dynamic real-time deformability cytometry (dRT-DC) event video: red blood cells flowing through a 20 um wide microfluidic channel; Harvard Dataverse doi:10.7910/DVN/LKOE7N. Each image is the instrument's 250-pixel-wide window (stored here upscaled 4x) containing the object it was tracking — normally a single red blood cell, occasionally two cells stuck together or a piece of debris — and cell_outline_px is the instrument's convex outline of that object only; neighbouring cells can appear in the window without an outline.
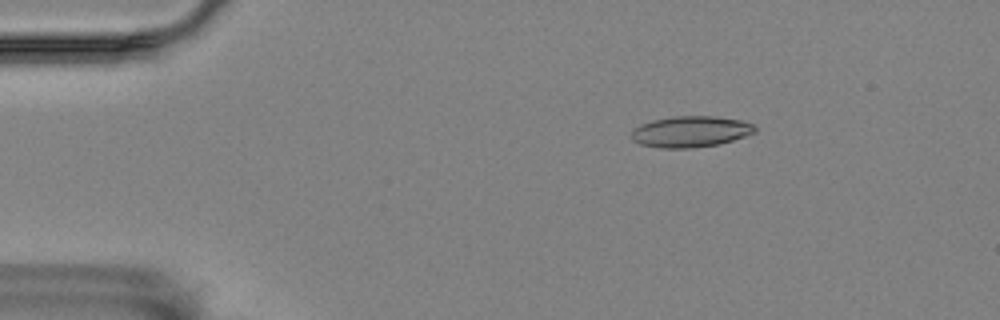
{"species": "Egyptian fruit bat (a non-hibernating species)", "species_latin": "Rousettus aegyptiacus", "temperature_condition": "room temperature", "stored_images_in_passage": 57, "camera_frame_rate_fps": 3000, "um_per_image_px": 0.085, "animal": {"sex": "female"}, "frame": {"image": 1, "passage_image": 9, "time_ms": 2.667, "image_size_px": [1000, 320], "cell_outline_px": [[756, 132], [720, 144], [692, 148], [660, 148], [640, 144], [632, 140], [632, 132], [640, 124], [652, 120], [672, 116], [716, 116], [744, 120], [752, 124], [756, 128]], "centroid_in_image_um": [58.71, 11.18], "position_along_channel_um": 26.3, "area_um2": 22.48}}
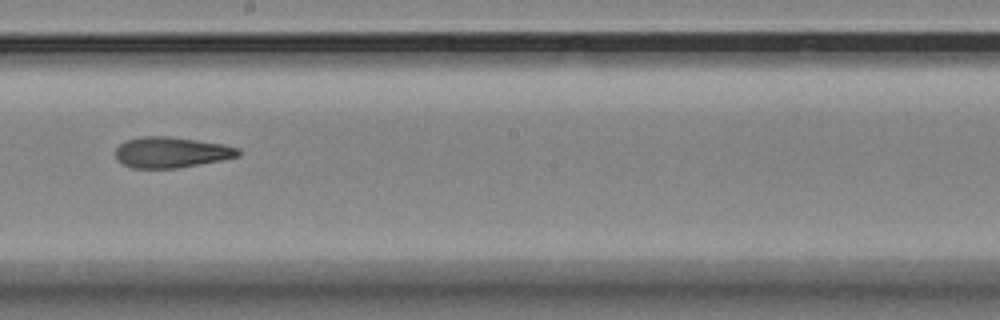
{"frame": {"image": 2, "passage_image": 32, "time_ms": 10.333, "image_size_px": [1000, 320], "cell_outline_px": [[240, 156], [200, 164], [176, 168], [132, 168], [124, 164], [116, 156], [116, 148], [124, 140], [144, 136], [168, 136], [224, 144], [240, 148]], "centroid_in_image_um": [14.57, 12.94], "position_along_channel_um": 233.6, "area_um2": 21.91}}
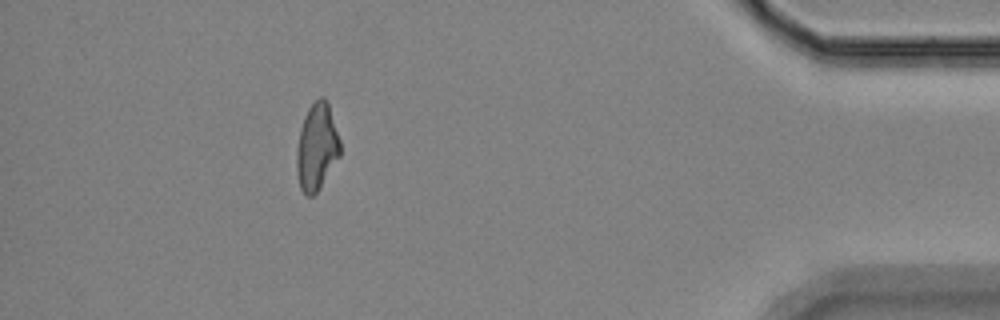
{"frame": {"image": 3, "passage_image": 51, "time_ms": 16.667, "image_size_px": [1000, 320], "cell_outline_px": [[340, 156], [316, 192], [312, 196], [308, 196], [300, 188], [296, 168], [296, 152], [300, 128], [304, 116], [308, 108], [320, 96], [324, 96], [328, 104], [340, 140]], "centroid_in_image_um": [26.91, 12.47], "position_along_channel_um": 408.3, "area_um2": 21.79}, "authors_computed_cell_mechanics": {"area_um2": 22.1952, "velocity_mm_per_s": 3.5339, "shape_relaxation_time_tau1_ms": null, "shape_relaxation_time_tau2_ms": 4.6431, "deformation_change_tau1": null, "deformation_change_tau2": 0.1342}}